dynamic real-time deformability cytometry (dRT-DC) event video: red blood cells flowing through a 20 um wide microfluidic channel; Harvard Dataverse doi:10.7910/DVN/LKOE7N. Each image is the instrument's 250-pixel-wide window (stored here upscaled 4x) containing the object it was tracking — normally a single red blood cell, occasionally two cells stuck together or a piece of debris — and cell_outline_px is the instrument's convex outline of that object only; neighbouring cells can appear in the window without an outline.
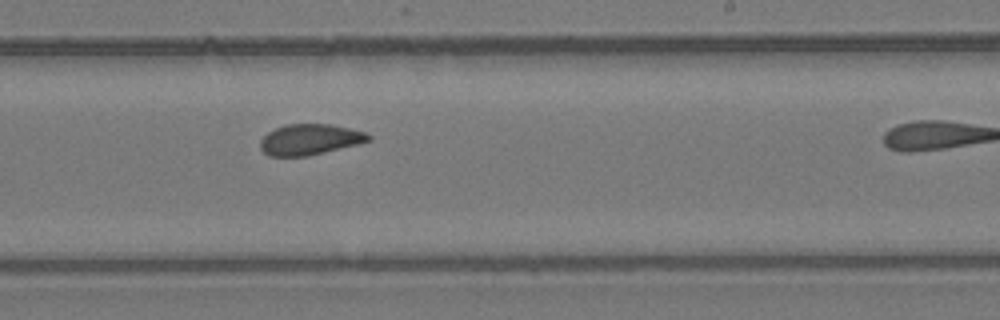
{"species": "common noctule bat (a hibernating species)", "species_latin": "Nyctalus noctula", "temperature_condition": "room temperature", "stored_images_in_passage": 11, "segment_of_instrument_passage": [1, 2], "camera_frame_rate_fps": 3000, "um_per_image_px": 0.085, "animal": {"sex": "female", "body_mass_g": 24.6, "forearm_length_mm": 56.2}, "frame": {"image": 1, "passage_image": 10, "time_ms": 11.333, "image_size_px": [1000, 320], "cell_outline_px": [[372, 140], [308, 156], [268, 156], [260, 148], [260, 140], [268, 132], [284, 124], [332, 124], [364, 132], [372, 136]], "centroid_in_image_um": [26.31, 11.85], "position_along_channel_um": 262.7, "area_um2": 19.31}}